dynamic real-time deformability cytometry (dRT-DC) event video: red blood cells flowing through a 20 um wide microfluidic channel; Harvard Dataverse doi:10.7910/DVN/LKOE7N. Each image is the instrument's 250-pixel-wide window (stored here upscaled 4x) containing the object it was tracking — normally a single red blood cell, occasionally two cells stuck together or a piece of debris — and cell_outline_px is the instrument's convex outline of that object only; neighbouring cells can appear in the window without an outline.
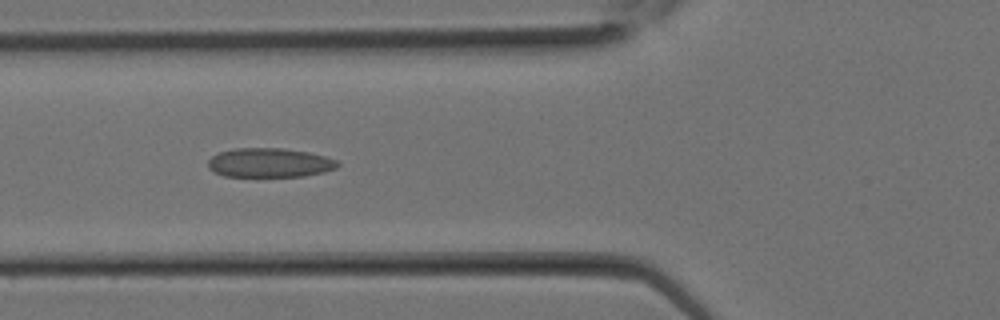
{"species": "Egyptian fruit bat (a non-hibernating species)", "species_latin": "Rousettus aegyptiacus", "temperature_condition": "room temperature", "stored_images_in_passage": 12, "camera_frame_rate_fps": 3000, "um_per_image_px": 0.085, "animal": {"sex": "female"}, "frame": {"image": 1, "passage_image": 9, "time_ms": 2.667, "image_size_px": [1000, 320], "cell_outline_px": [[340, 164], [336, 168], [324, 172], [304, 176], [224, 176], [208, 168], [208, 160], [212, 156], [220, 152], [232, 148], [284, 148], [308, 152], [324, 156], [336, 160]], "centroid_in_image_um": [22.91, 13.82], "position_along_channel_um": 102.9, "area_um2": 22.02}}
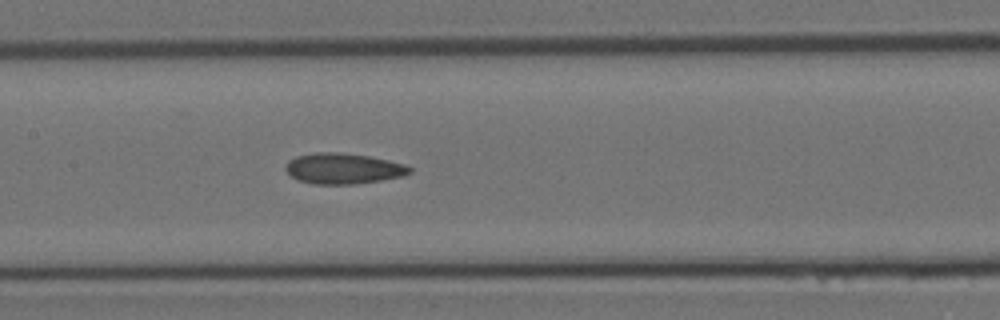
{"frame": {"image": 2, "passage_image": 12, "time_ms": 3.667, "image_size_px": [1000, 320], "cell_outline_px": [[412, 172], [400, 176], [380, 180], [352, 184], [316, 184], [296, 180], [284, 168], [284, 164], [288, 160], [296, 156], [312, 152], [340, 152], [368, 156], [388, 160], [404, 164], [412, 168]], "centroid_in_image_um": [29.12, 14.31], "position_along_channel_um": 178.3, "area_um2": 22.2}}